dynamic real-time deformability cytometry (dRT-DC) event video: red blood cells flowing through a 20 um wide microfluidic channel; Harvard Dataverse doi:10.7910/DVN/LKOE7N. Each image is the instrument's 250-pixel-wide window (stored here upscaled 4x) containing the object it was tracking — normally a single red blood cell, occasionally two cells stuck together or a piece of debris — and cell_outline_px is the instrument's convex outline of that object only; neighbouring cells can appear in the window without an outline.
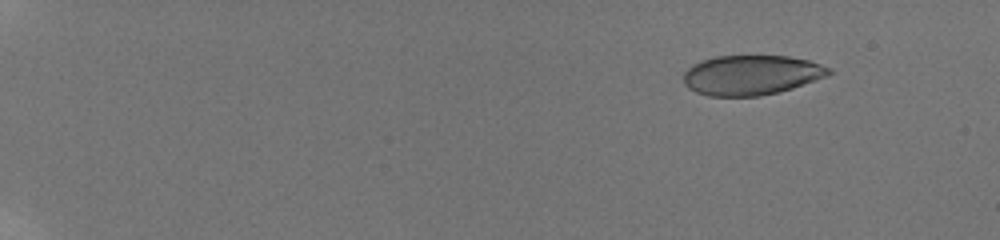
{"species": "human", "species_latin": "Homo sapiens", "temperature_condition": "room temperature", "stored_images_in_passage": 7, "camera_frame_rate_fps": 3000, "um_per_image_px": 0.085, "donor": {"sex": "male"}, "frame": {"image": 1, "passage_image": 3, "time_ms": 1.333, "image_size_px": [1000, 240], "cell_outline_px": [[832, 72], [828, 76], [792, 88], [760, 96], [708, 96], [696, 92], [688, 88], [684, 84], [684, 72], [692, 64], [716, 56], [788, 56], [808, 60], [832, 68]], "centroid_in_image_um": [63.86, 6.38], "position_along_channel_um": 21.1, "area_um2": 33.7}}